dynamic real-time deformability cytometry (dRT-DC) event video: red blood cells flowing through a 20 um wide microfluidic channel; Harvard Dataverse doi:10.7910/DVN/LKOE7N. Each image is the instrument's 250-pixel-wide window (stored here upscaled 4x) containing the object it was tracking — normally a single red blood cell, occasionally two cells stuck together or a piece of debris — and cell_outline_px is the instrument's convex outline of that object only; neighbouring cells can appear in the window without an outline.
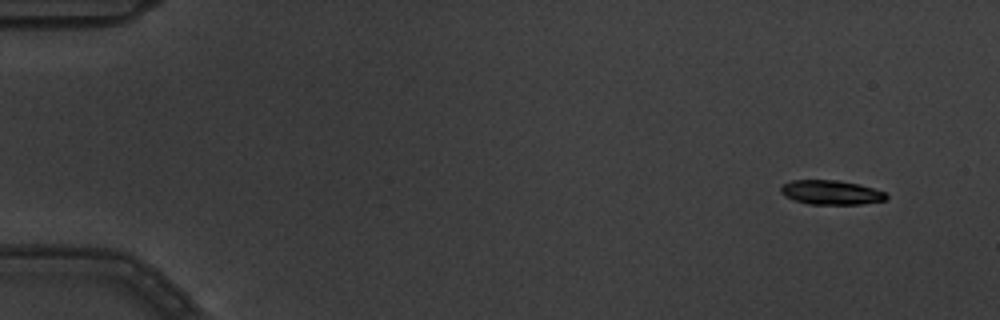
{"species": "common noctule bat (a hibernating species)", "species_latin": "Nyctalus noctula", "temperature_condition": "warm", "stored_images_in_passage": 4, "camera_frame_rate_fps": 3000, "um_per_image_px": 0.085, "animal": {"sex": "male", "body_mass_g": 19.5, "forearm_length_mm": 54.6}, "frame": {"image": 1, "passage_image": 1, "time_ms": 0.0, "image_size_px": [1000, 320], "cell_outline_px": [[888, 200], [860, 204], [808, 204], [792, 200], [784, 196], [780, 192], [780, 188], [784, 184], [792, 180], [840, 180], [860, 184], [884, 192], [888, 196]], "centroid_in_image_um": [70.63, 16.36], "position_along_channel_um": 14.4, "area_um2": 15.09}}
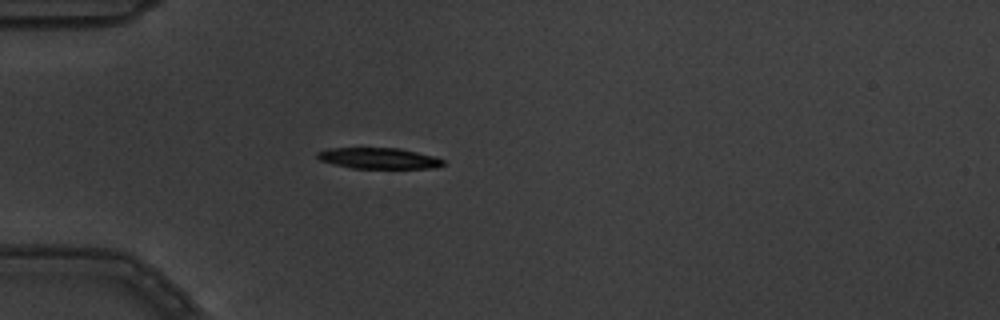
{"frame": {"image": 2, "passage_image": 4, "time_ms": 1.0, "image_size_px": [1000, 320], "cell_outline_px": [[444, 164], [436, 168], [352, 168], [320, 160], [316, 156], [316, 152], [328, 148], [400, 148], [436, 156], [444, 160]], "centroid_in_image_um": [32.22, 13.45], "position_along_channel_um": 52.8, "area_um2": 15.37}}